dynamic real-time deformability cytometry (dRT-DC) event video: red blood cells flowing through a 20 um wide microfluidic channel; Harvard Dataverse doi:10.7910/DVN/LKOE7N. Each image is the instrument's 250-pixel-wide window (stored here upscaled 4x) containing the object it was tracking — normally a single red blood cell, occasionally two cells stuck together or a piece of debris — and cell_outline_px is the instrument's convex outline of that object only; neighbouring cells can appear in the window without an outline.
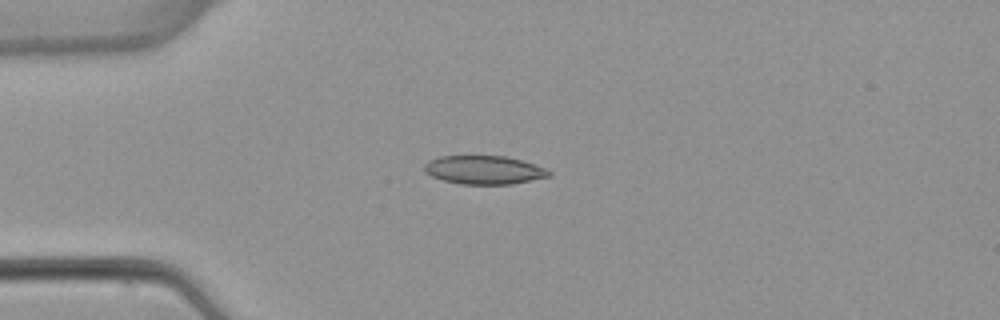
{"species": "common noctule bat (a hibernating species)", "species_latin": "Nyctalus noctula", "temperature_condition": "warm", "stored_images_in_passage": 2, "camera_frame_rate_fps": 3000, "um_per_image_px": 0.085, "animal": {"sex": "female", "body_mass_g": 22.7, "forearm_length_mm": 54.2}, "frame": {"image": 1, "passage_image": 2, "time_ms": 1.333, "image_size_px": [1000, 320], "cell_outline_px": [[552, 176], [512, 184], [460, 184], [444, 180], [432, 176], [424, 168], [424, 164], [428, 160], [440, 156], [504, 156], [524, 160], [548, 168], [552, 172]], "centroid_in_image_um": [41.22, 14.44], "position_along_channel_um": 43.8, "area_um2": 20.87}}